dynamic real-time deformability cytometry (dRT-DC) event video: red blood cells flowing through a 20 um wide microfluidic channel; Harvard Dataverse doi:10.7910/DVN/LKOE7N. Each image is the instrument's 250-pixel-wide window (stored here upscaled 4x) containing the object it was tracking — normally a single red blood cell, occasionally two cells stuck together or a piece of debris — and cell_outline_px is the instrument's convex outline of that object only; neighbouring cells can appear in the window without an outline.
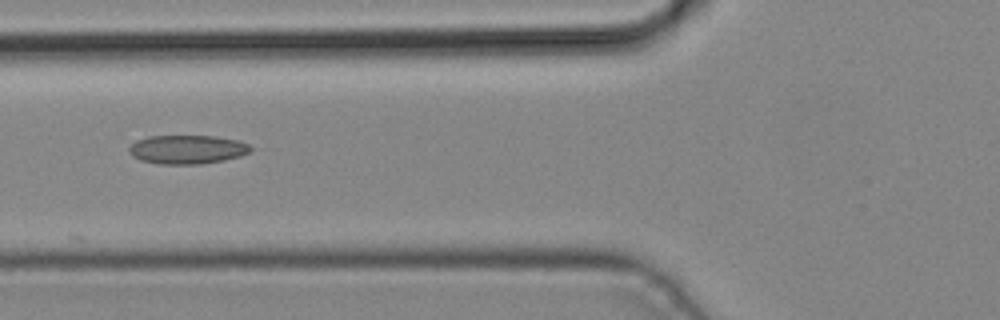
{"species": "common noctule bat (a hibernating species)", "species_latin": "Nyctalus noctula", "temperature_condition": "cold", "stored_images_in_passage": 3, "camera_frame_rate_fps": 3000, "um_per_image_px": 0.085, "animal": {"sex": "male", "body_mass_g": 19.2, "forearm_length_mm": 51.8}, "frame": {"image": 1, "passage_image": 3, "time_ms": 0.667, "image_size_px": [1000, 320], "cell_outline_px": [[252, 148], [248, 152], [240, 156], [224, 160], [200, 164], [160, 164], [140, 160], [132, 156], [128, 152], [128, 148], [136, 140], [148, 136], [216, 136], [236, 140], [248, 144]], "centroid_in_image_um": [15.88, 12.7], "position_along_channel_um": 109.9, "area_um2": 20.4}}